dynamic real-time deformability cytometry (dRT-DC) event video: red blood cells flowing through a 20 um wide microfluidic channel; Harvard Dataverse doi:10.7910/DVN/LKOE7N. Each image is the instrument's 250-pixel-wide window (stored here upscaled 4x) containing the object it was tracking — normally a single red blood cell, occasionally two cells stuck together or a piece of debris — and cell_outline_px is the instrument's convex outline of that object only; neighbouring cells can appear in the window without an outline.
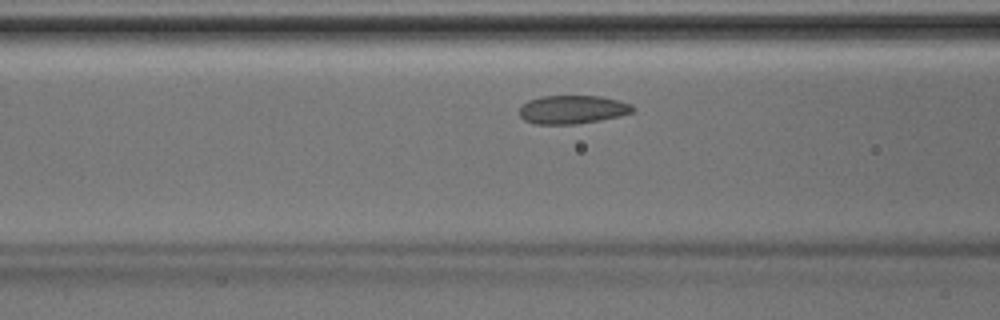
{"species": "Egyptian fruit bat (a non-hibernating species)", "species_latin": "Rousettus aegyptiacus", "temperature_condition": "room temperature", "stored_images_in_passage": 33, "camera_frame_rate_fps": 3000, "um_per_image_px": 0.085, "animal": {"sex": "male"}, "frame": {"image": 1, "passage_image": 6, "time_ms": 1.667, "image_size_px": [1000, 320], "cell_outline_px": [[636, 112], [620, 116], [600, 120], [576, 124], [536, 124], [524, 120], [520, 116], [520, 108], [528, 100], [540, 96], [600, 96], [620, 100], [632, 104], [636, 108]], "centroid_in_image_um": [48.72, 9.31], "position_along_channel_um": 117.9, "area_um2": 19.02}}
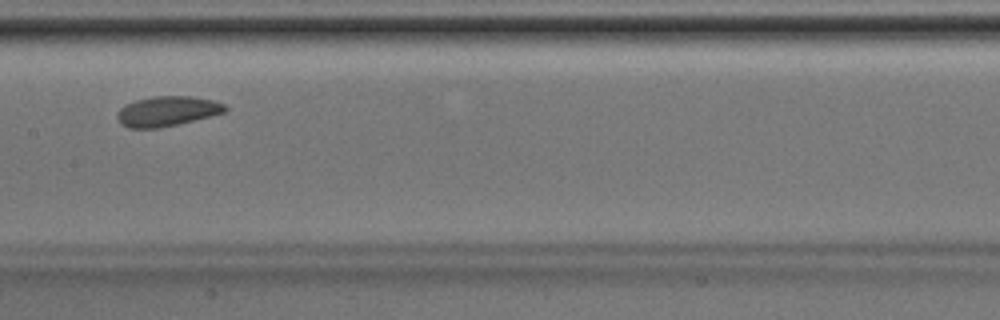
{"frame": {"image": 2, "passage_image": 11, "time_ms": 3.333, "image_size_px": [1000, 320], "cell_outline_px": [[228, 108], [224, 112], [160, 128], [128, 128], [120, 124], [116, 120], [116, 116], [120, 108], [124, 104], [136, 100], [152, 96], [192, 96], [216, 100], [224, 104]], "centroid_in_image_um": [14.16, 9.44], "position_along_channel_um": 193.2, "area_um2": 18.9}}
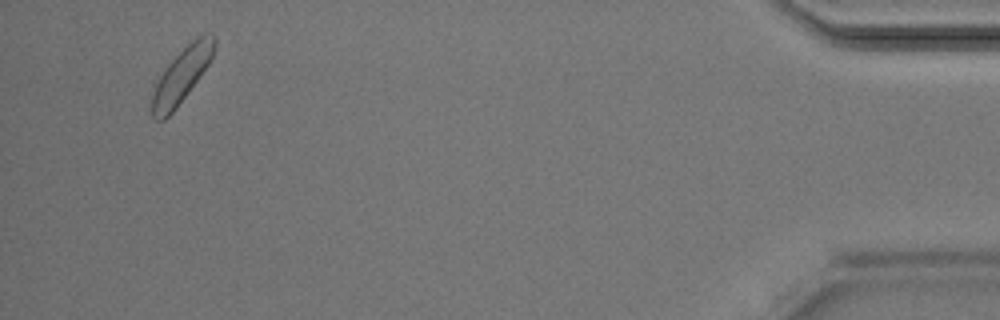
{"frame": {"image": 3, "passage_image": 31, "time_ms": 10.0, "image_size_px": [1000, 320], "cell_outline_px": [[216, 40], [212, 56], [208, 64], [200, 76], [176, 108], [164, 120], [156, 120], [152, 116], [152, 96], [156, 84], [160, 76], [168, 64], [192, 40], [200, 36], [212, 32]], "centroid_in_image_um": [15.43, 6.42], "position_along_channel_um": 419.8, "area_um2": 19.19}}